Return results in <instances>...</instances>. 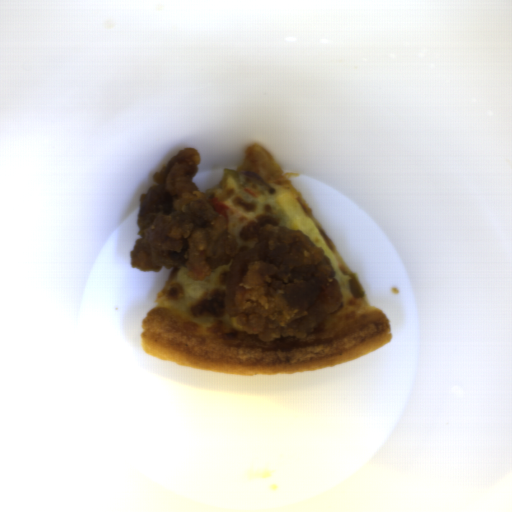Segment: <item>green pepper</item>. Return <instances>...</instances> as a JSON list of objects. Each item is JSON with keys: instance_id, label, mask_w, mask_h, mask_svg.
I'll return each instance as SVG.
<instances>
[{"instance_id": "green-pepper-1", "label": "green pepper", "mask_w": 512, "mask_h": 512, "mask_svg": "<svg viewBox=\"0 0 512 512\" xmlns=\"http://www.w3.org/2000/svg\"><path fill=\"white\" fill-rule=\"evenodd\" d=\"M347 277H349V280L347 281L349 291L352 296L355 298L363 297L365 296L364 289L356 275V273H346Z\"/></svg>"}, {"instance_id": "green-pepper-2", "label": "green pepper", "mask_w": 512, "mask_h": 512, "mask_svg": "<svg viewBox=\"0 0 512 512\" xmlns=\"http://www.w3.org/2000/svg\"><path fill=\"white\" fill-rule=\"evenodd\" d=\"M223 177H232L237 182L239 188H244L249 183V180L245 179L243 172L234 169L223 168Z\"/></svg>"}]
</instances>
